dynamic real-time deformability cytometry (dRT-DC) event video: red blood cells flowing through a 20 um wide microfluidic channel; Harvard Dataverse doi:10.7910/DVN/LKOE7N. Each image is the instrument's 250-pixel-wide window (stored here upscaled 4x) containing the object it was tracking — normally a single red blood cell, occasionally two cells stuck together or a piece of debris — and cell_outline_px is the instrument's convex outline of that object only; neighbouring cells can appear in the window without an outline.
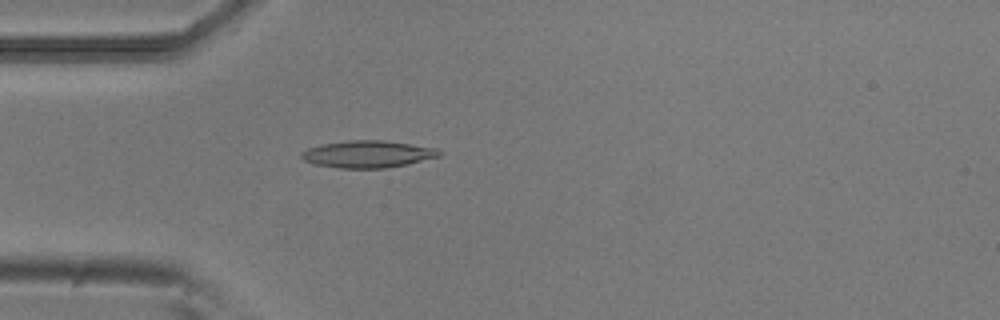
{"species": "common noctule bat (a hibernating species)", "species_latin": "Nyctalus noctula", "temperature_condition": "room temperature", "stored_images_in_passage": 53, "camera_frame_rate_fps": 3000, "um_per_image_px": 0.085, "animal": {"sex": "male", "body_mass_g": 20.5, "forearm_length_mm": 52.5}, "frame": {"image": 1, "passage_image": 15, "time_ms": 4.667, "image_size_px": [1000, 320], "cell_outline_px": [[444, 152], [440, 156], [408, 164], [384, 168], [340, 168], [316, 164], [304, 160], [300, 156], [300, 152], [308, 148], [320, 144], [348, 140], [384, 140], [436, 148]], "centroid_in_image_um": [31.26, 13.09], "position_along_channel_um": 53.7, "area_um2": 21.79}}
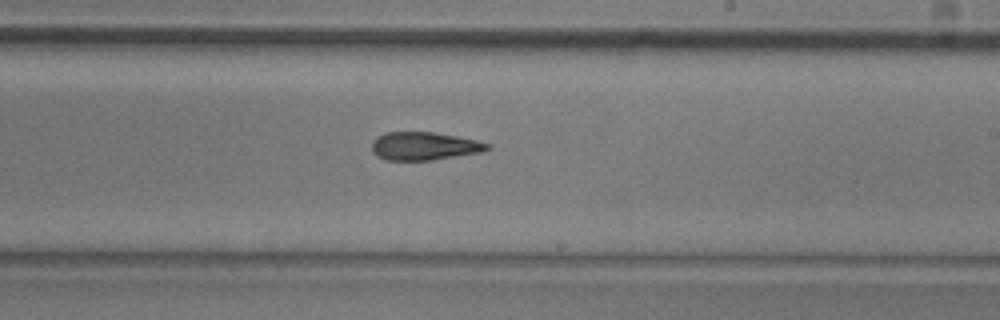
{"frame": {"image": 2, "passage_image": 31, "time_ms": 10.0, "image_size_px": [1000, 320], "cell_outline_px": [[492, 148], [484, 152], [432, 160], [384, 160], [376, 156], [372, 152], [372, 140], [384, 132], [432, 132], [456, 136], [476, 140], [492, 144]], "centroid_in_image_um": [36.07, 12.42], "position_along_channel_um": 252.9, "area_um2": 19.19}}
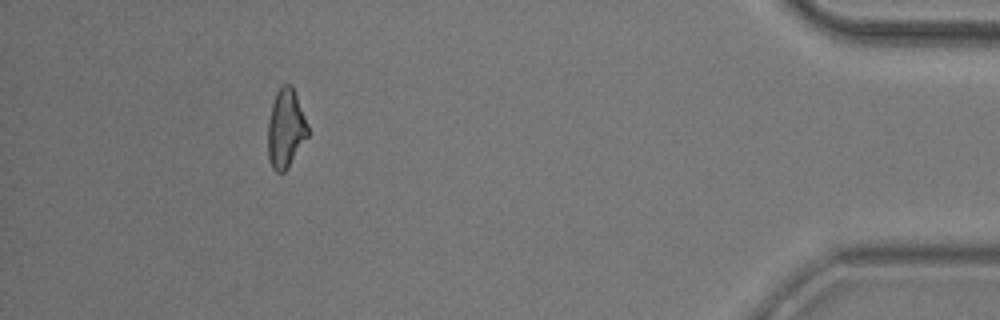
{"frame": {"image": 3, "passage_image": 48, "time_ms": 15.667, "image_size_px": [1000, 320], "cell_outline_px": [[308, 136], [288, 168], [284, 172], [276, 172], [272, 168], [268, 160], [268, 120], [272, 104], [276, 92], [284, 84], [292, 84], [308, 124]], "centroid_in_image_um": [24.28, 10.94], "position_along_channel_um": 410.9, "area_um2": 18.44}, "authors_computed_cell_mechanics": {"area_um2": 19.4208, "velocity_mm_per_s": 3.834, "shape_relaxation_time_tau1_ms": 5.7018, "shape_relaxation_time_tau2_ms": 5.0917, "deformation_change_tau1": 0.1663, "deformation_change_tau2": 0.1628}}